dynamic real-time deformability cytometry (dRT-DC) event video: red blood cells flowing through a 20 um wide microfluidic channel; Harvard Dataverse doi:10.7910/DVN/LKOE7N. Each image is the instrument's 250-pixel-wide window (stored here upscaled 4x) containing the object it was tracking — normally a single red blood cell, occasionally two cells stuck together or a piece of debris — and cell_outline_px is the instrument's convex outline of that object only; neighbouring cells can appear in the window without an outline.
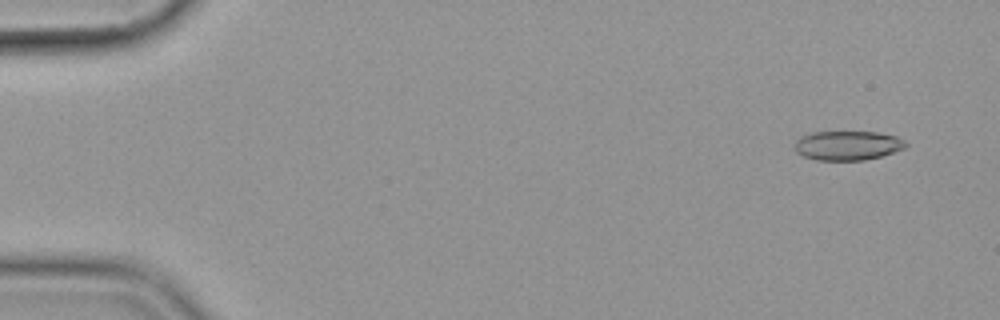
{"species": "common noctule bat (a hibernating species)", "species_latin": "Nyctalus noctula", "temperature_condition": "cold", "stored_images_in_passage": 57, "camera_frame_rate_fps": 3000, "um_per_image_px": 0.085, "animal": {"sex": "female", "body_mass_g": 19.9}, "frame": {"image": 1, "passage_image": 4, "time_ms": 1.0, "image_size_px": [1000, 320], "cell_outline_px": [[908, 144], [904, 148], [880, 156], [864, 160], [816, 160], [804, 156], [796, 152], [796, 140], [800, 136], [812, 132], [876, 132], [896, 136], [904, 140]], "centroid_in_image_um": [72.04, 12.36], "position_along_channel_um": 13.0, "area_um2": 18.84}}
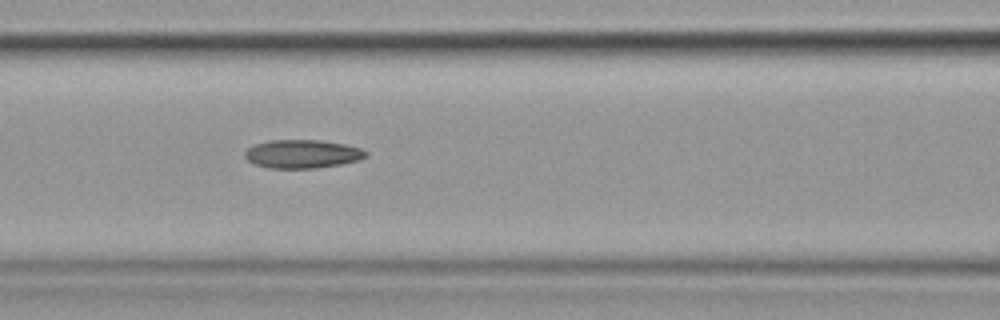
{"frame": {"image": 2, "passage_image": 25, "time_ms": 8.0, "image_size_px": [1000, 320], "cell_outline_px": [[368, 156], [360, 160], [340, 164], [316, 168], [268, 168], [252, 164], [244, 156], [244, 152], [252, 144], [268, 140], [320, 140], [344, 144], [360, 148], [368, 152]], "centroid_in_image_um": [25.67, 13.08], "position_along_channel_um": 140.9, "area_um2": 20.29}}
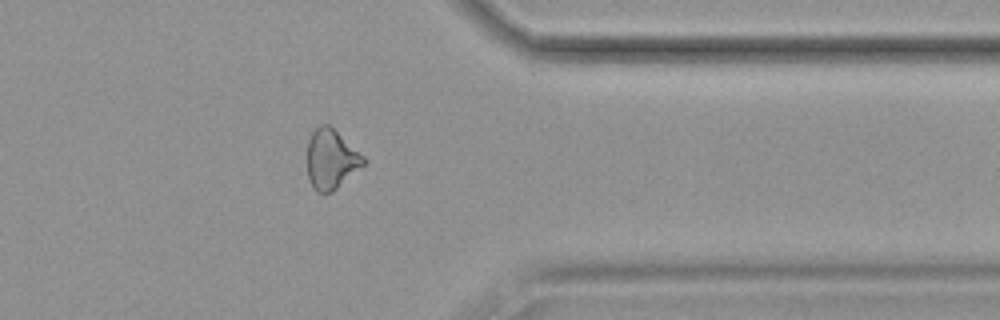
{"frame": {"image": 3, "passage_image": 46, "time_ms": 15.0, "image_size_px": [1000, 320], "cell_outline_px": [[364, 164], [332, 192], [316, 192], [312, 188], [308, 176], [308, 140], [312, 132], [320, 124], [328, 124], [364, 156]], "centroid_in_image_um": [28.12, 13.54], "position_along_channel_um": 383.3, "area_um2": 19.19}, "authors_computed_cell_mechanics": {"area_um2": 19.941, "velocity_mm_per_s": 3.5902, "shape_relaxation_time_tau1_ms": null, "shape_relaxation_time_tau2_ms": 7.4835, "deformation_change_tau1": null, "deformation_change_tau2": 0.1566}}